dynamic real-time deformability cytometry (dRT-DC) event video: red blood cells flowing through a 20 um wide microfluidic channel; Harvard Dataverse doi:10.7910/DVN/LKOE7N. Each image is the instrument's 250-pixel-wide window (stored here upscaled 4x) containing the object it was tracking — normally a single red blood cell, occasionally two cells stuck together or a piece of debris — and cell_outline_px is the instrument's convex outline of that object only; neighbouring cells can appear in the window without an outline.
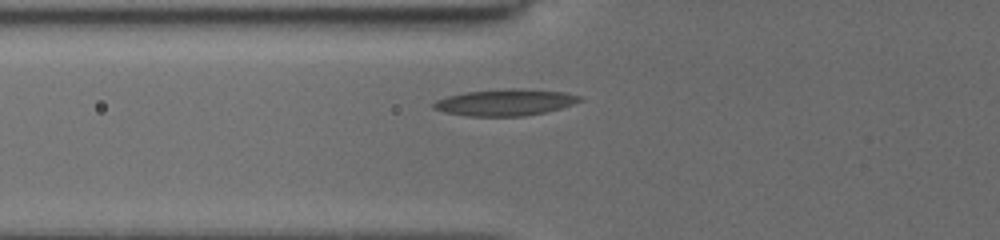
{"species": "common noctule bat (a hibernating species)", "species_latin": "Nyctalus noctula", "temperature_condition": "cold", "stored_images_in_passage": 3, "camera_frame_rate_fps": 3000, "um_per_image_px": 0.085, "animal": {"sex": "female", "body_mass_g": 19.5, "forearm_length_mm": 54.1}, "frame": {"image": 1, "passage_image": 3, "time_ms": 1.667, "image_size_px": [1000, 240], "cell_outline_px": [[584, 100], [560, 108], [544, 112], [524, 116], [468, 116], [444, 112], [432, 108], [432, 104], [436, 100], [448, 96], [468, 92], [512, 88], [516, 88], [564, 92], [580, 96]], "centroid_in_image_um": [42.93, 8.71], "position_along_channel_um": 82.9, "area_um2": 22.37}}